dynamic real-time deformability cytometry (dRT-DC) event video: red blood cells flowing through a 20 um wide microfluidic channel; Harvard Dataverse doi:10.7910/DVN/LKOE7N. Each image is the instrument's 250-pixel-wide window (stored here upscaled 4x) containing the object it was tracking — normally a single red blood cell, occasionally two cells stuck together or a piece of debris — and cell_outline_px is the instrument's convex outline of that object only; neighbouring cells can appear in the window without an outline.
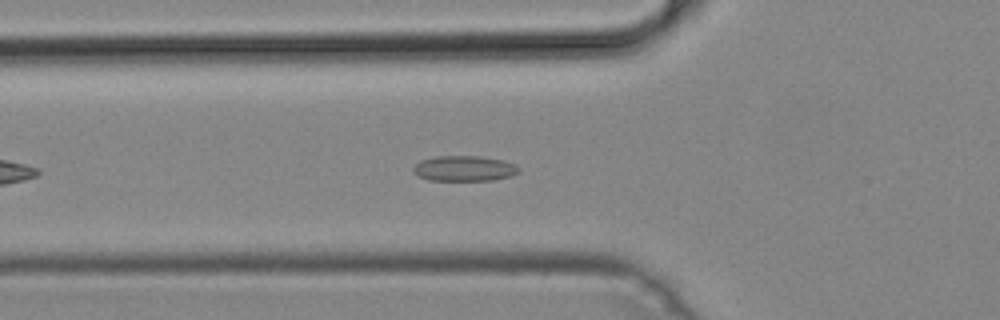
{"species": "common noctule bat (a hibernating species)", "species_latin": "Nyctalus noctula", "temperature_condition": "cold", "stored_images_in_passage": 41, "camera_frame_rate_fps": 3000, "um_per_image_px": 0.085, "animal": {"sex": "male", "body_mass_g": 19.2, "forearm_length_mm": 51.8}, "frame": {"image": 1, "passage_image": 8, "time_ms": 2.333, "image_size_px": [1000, 320], "cell_outline_px": [[520, 172], [512, 176], [492, 180], [428, 180], [412, 172], [412, 168], [420, 160], [436, 156], [480, 156], [504, 160], [516, 164], [520, 168]], "centroid_in_image_um": [39.49, 14.31], "position_along_channel_um": 86.3, "area_um2": 15.78}}
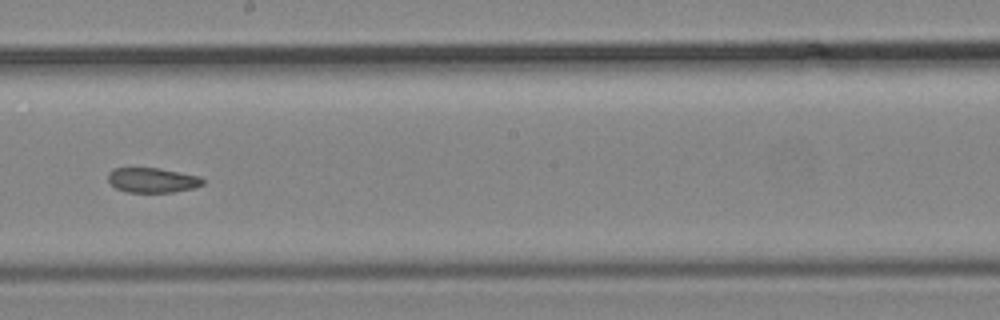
{"frame": {"image": 2, "passage_image": 19, "time_ms": 6.0, "image_size_px": [1000, 320], "cell_outline_px": [[204, 184], [192, 188], [172, 192], [128, 192], [116, 188], [108, 180], [108, 172], [112, 168], [160, 168], [200, 176], [204, 180]], "centroid_in_image_um": [12.95, 15.3], "position_along_channel_um": 235.2, "area_um2": 13.7}}
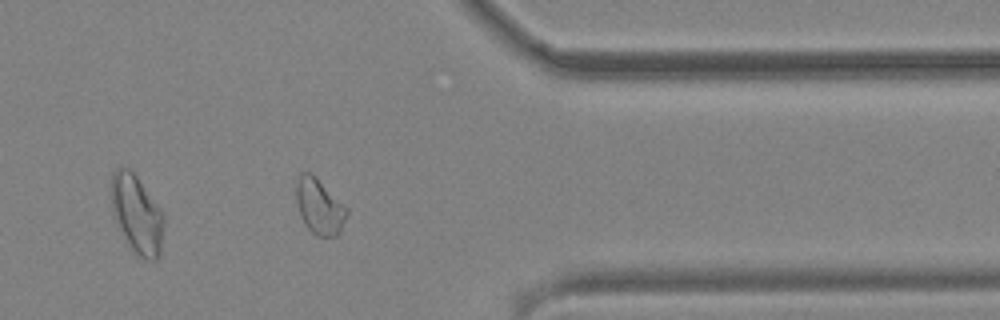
{"frame": {"image": 3, "passage_image": 31, "time_ms": 10.0, "image_size_px": [1000, 320], "cell_outline_px": [[348, 212], [340, 232], [336, 236], [316, 236], [304, 224], [300, 216], [296, 200], [296, 184], [300, 172], [312, 172], [348, 208]], "centroid_in_image_um": [27.14, 17.53], "position_along_channel_um": 384.3, "area_um2": 16.53}}